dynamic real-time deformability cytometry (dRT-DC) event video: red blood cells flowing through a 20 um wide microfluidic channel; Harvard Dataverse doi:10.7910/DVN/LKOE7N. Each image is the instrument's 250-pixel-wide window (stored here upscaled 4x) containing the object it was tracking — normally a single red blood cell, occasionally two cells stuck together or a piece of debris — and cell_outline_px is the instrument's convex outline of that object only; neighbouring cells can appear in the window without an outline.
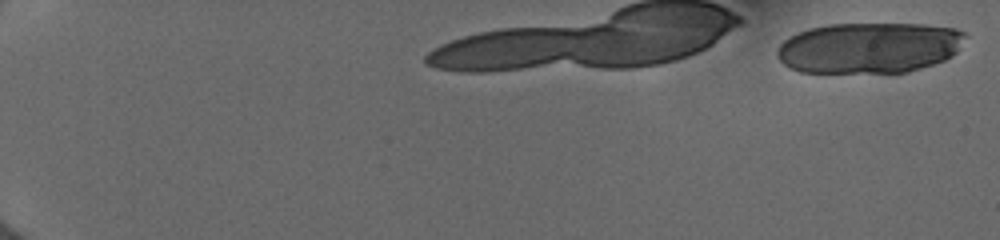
{"species": "human", "species_latin": "Homo sapiens", "temperature_condition": "cold", "stored_images_in_passage": 8, "camera_frame_rate_fps": 3000, "um_per_image_px": 0.085, "donor": {"sex": "female"}, "frame": {"image": 1, "passage_image": 1, "time_ms": 0.0, "image_size_px": [1000, 240], "cell_outline_px": [[968, 36], [956, 52], [952, 56], [944, 60], [908, 72], [800, 72], [784, 64], [776, 56], [776, 48], [784, 40], [808, 28], [828, 24], [924, 24], [956, 28], [964, 32]], "centroid_in_image_um": [73.89, 4.05], "position_along_channel_um": 11.1, "area_um2": 55.83}}